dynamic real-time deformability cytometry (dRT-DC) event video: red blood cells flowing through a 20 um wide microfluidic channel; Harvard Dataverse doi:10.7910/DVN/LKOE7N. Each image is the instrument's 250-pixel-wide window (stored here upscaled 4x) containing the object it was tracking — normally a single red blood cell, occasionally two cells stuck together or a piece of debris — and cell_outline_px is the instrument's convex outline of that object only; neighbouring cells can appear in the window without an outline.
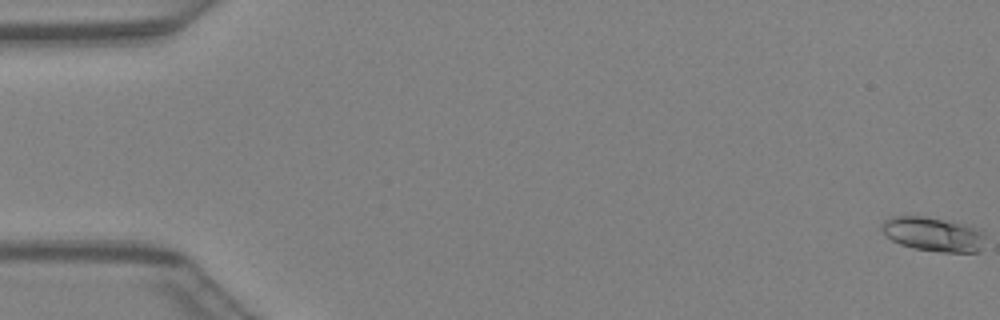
{"species": "Egyptian fruit bat (a non-hibernating species)", "species_latin": "Rousettus aegyptiacus", "temperature_condition": "warm", "stored_images_in_passage": 45, "segment_of_instrument_passage": [1, 2], "camera_frame_rate_fps": 3000, "um_per_image_px": 0.085, "animal": {"sex": "female"}, "frame": {"image": 1, "passage_image": 1, "time_ms": 0.0, "image_size_px": [1000, 320], "cell_outline_px": [[984, 236], [980, 252], [940, 252], [912, 248], [900, 244], [892, 240], [880, 228], [884, 220], [892, 216], [924, 216], [968, 224], [984, 232]], "centroid_in_image_um": [79.33, 19.9], "position_along_channel_um": 5.7, "area_um2": 20.75}}
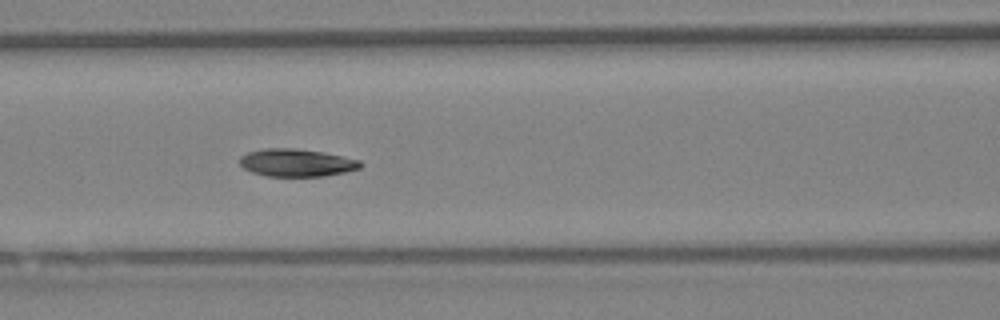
{"frame": {"image": 2, "passage_image": 20, "time_ms": 6.333, "image_size_px": [1000, 320], "cell_outline_px": [[364, 164], [360, 168], [344, 172], [324, 176], [268, 176], [252, 172], [244, 168], [240, 164], [240, 156], [248, 152], [264, 148], [296, 148], [324, 152], [360, 160]], "centroid_in_image_um": [25.22, 13.82], "position_along_channel_um": 141.4, "area_um2": 19.48}}
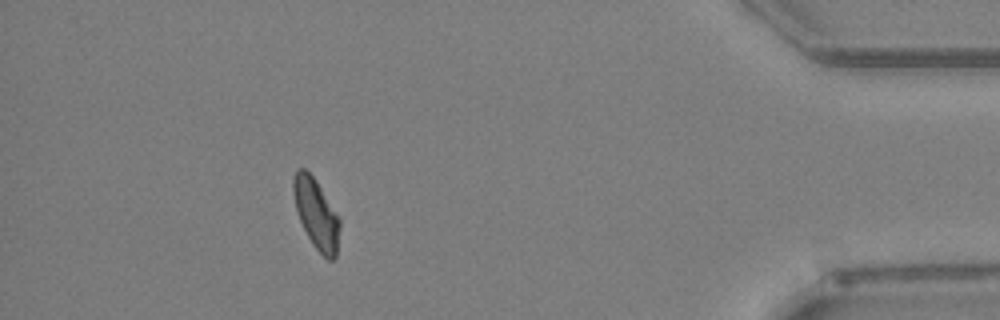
{"frame": {"image": 3, "passage_image": 40, "time_ms": 13.0, "image_size_px": [1000, 320], "cell_outline_px": [[340, 228], [336, 256], [332, 260], [328, 260], [312, 244], [300, 220], [296, 208], [292, 192], [292, 180], [296, 168], [304, 168], [316, 180], [340, 220]], "centroid_in_image_um": [26.86, 18.15], "position_along_channel_um": 408.3, "area_um2": 18.67}}